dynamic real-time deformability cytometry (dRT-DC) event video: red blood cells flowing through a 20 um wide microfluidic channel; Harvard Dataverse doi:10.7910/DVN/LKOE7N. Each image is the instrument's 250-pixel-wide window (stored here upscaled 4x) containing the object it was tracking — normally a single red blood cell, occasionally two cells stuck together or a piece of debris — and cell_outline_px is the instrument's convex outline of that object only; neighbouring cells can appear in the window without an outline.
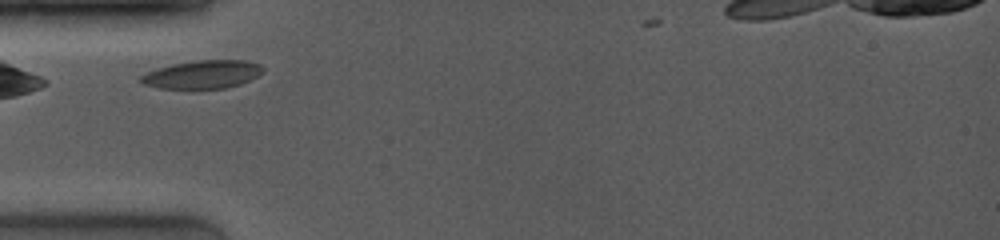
{"species": "common noctule bat (a hibernating species)", "species_latin": "Nyctalus noctula", "temperature_condition": "room temperature", "stored_images_in_passage": 2, "camera_frame_rate_fps": 4000, "um_per_image_px": 0.085, "animal": {"sex": "female", "body_mass_g": 19.0, "forearm_length_mm": 53.3}, "frame": {"image": 1, "passage_image": 1, "time_ms": 0.0, "image_size_px": [1000, 240], "cell_outline_px": [[264, 72], [240, 84], [224, 88], [160, 88], [144, 84], [140, 80], [140, 76], [156, 68], [172, 64], [196, 60], [244, 60], [260, 64], [264, 68]], "centroid_in_image_um": [17.22, 6.31], "position_along_channel_um": 67.8, "area_um2": 19.88}}